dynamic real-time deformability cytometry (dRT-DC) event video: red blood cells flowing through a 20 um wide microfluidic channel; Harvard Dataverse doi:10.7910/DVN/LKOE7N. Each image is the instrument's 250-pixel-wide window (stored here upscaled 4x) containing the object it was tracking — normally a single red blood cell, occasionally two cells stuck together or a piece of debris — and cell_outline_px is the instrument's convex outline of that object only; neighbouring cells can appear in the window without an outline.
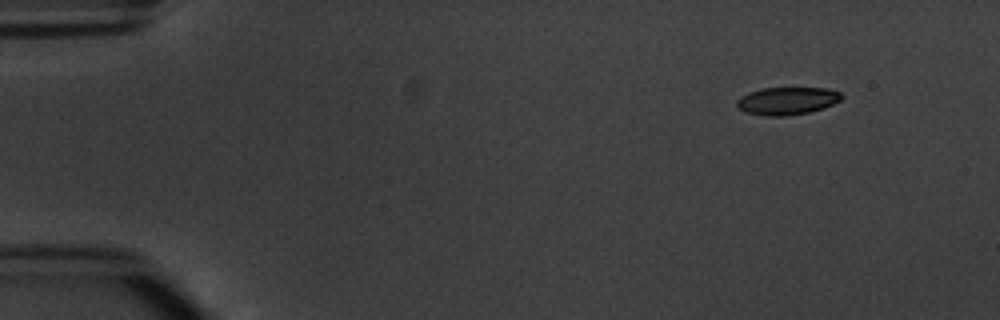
{"species": "common noctule bat (a hibernating species)", "species_latin": "Nyctalus noctula", "temperature_condition": "warm", "stored_images_in_passage": 3, "camera_frame_rate_fps": 3000, "um_per_image_px": 0.085, "animal": {"sex": "male", "body_mass_g": 20.1, "forearm_length_mm": 53.5}, "frame": {"image": 1, "passage_image": 1, "time_ms": 0.0, "image_size_px": [1000, 320], "cell_outline_px": [[844, 96], [840, 100], [824, 108], [808, 112], [784, 116], [764, 116], [744, 112], [736, 104], [736, 100], [740, 96], [748, 92], [764, 88], [824, 88], [840, 92]], "centroid_in_image_um": [66.88, 8.57], "position_along_channel_um": 18.1, "area_um2": 16.88}}
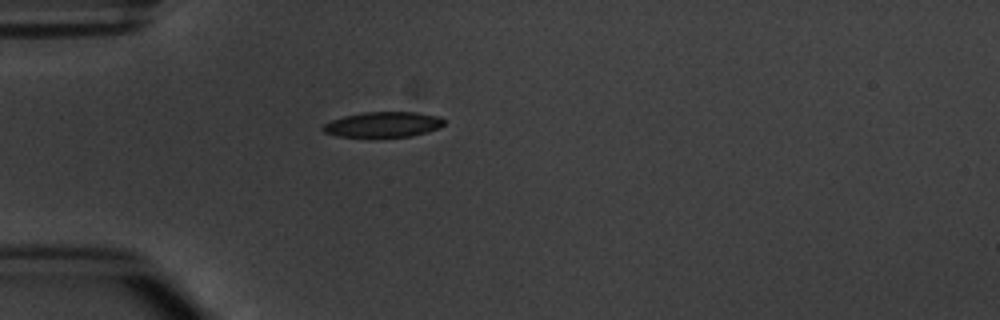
{"frame": {"image": 2, "passage_image": 3, "time_ms": 3.333, "image_size_px": [1000, 320], "cell_outline_px": [[444, 124], [440, 128], [412, 136], [336, 136], [324, 132], [320, 128], [324, 124], [332, 120], [344, 116], [364, 112], [416, 112], [440, 116], [444, 120]], "centroid_in_image_um": [32.58, 10.57], "position_along_channel_um": 52.4, "area_um2": 17.74}}